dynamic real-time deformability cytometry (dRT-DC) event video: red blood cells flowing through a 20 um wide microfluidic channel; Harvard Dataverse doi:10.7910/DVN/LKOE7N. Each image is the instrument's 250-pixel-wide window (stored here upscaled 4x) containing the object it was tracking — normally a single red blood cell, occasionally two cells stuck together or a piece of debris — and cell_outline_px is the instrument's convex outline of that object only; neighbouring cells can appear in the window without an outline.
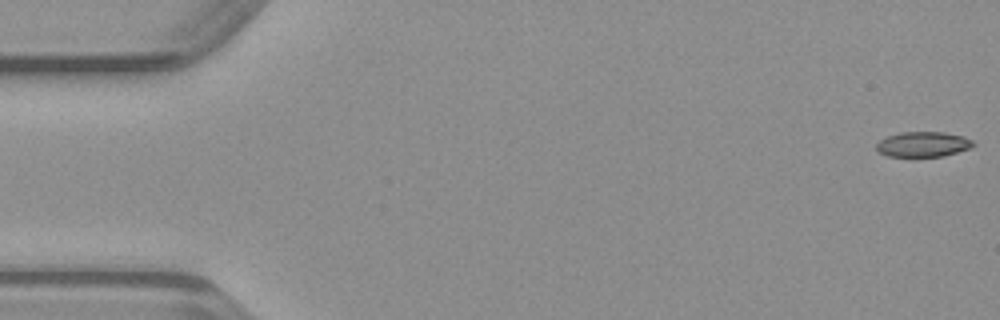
{"species": "common noctule bat (a hibernating species)", "species_latin": "Nyctalus noctula", "temperature_condition": "warm", "stored_images_in_passage": 44, "camera_frame_rate_fps": 3000, "um_per_image_px": 0.085, "animal": {"sex": "male", "body_mass_g": 23.1, "forearm_length_mm": 52.7}, "frame": {"image": 1, "passage_image": 1, "time_ms": 0.0, "image_size_px": [1000, 320], "cell_outline_px": [[976, 144], [972, 148], [944, 156], [888, 156], [880, 152], [876, 148], [876, 144], [880, 140], [888, 136], [900, 132], [944, 132], [964, 136], [972, 140]], "centroid_in_image_um": [78.51, 12.26], "position_along_channel_um": 6.5, "area_um2": 14.22}}
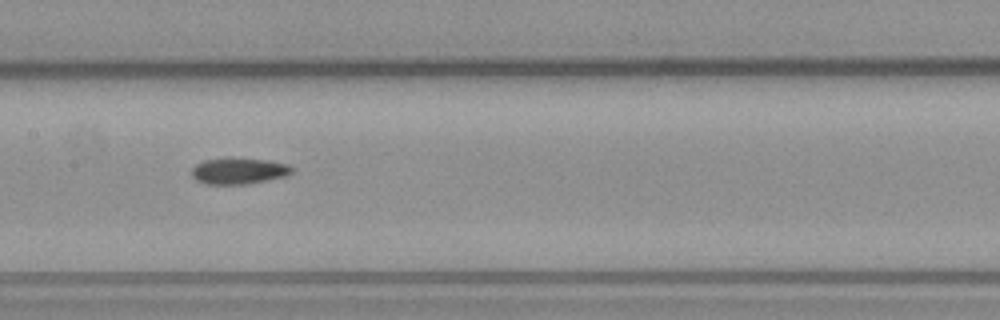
{"frame": {"image": 2, "passage_image": 24, "time_ms": 7.667, "image_size_px": [1000, 320], "cell_outline_px": [[292, 172], [284, 176], [248, 184], [204, 184], [196, 180], [192, 176], [192, 168], [196, 164], [204, 160], [232, 156], [268, 160], [288, 164], [292, 168]], "centroid_in_image_um": [20.26, 14.5], "position_along_channel_um": 187.1, "area_um2": 15.61}}
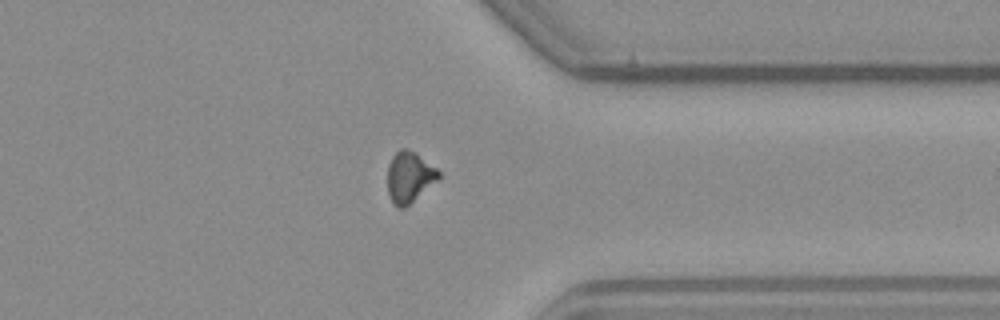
{"frame": {"image": 3, "passage_image": 38, "time_ms": 12.333, "image_size_px": [1000, 320], "cell_outline_px": [[440, 176], [436, 180], [404, 208], [396, 208], [388, 192], [388, 164], [392, 156], [400, 148], [404, 148], [416, 152], [436, 168], [440, 172]], "centroid_in_image_um": [34.77, 15.02], "position_along_channel_um": 376.6, "area_um2": 14.85}}